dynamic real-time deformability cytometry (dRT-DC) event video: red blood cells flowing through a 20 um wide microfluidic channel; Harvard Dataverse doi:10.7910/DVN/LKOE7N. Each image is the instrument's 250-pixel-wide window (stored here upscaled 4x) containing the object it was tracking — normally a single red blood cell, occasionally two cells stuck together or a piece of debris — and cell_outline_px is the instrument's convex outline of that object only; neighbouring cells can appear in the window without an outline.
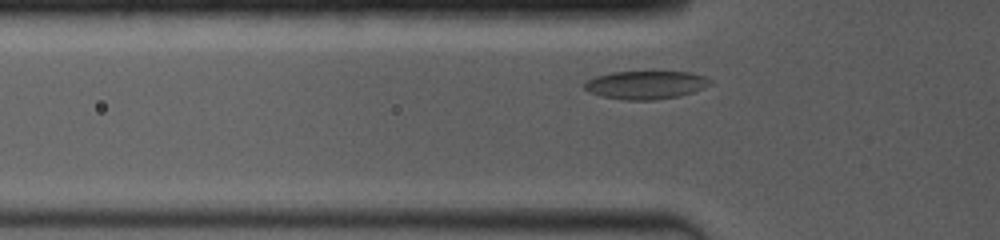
{"species": "common noctule bat (a hibernating species)", "species_latin": "Nyctalus noctula", "temperature_condition": "room temperature", "stored_images_in_passage": 27, "camera_frame_rate_fps": 4000, "um_per_image_px": 0.085, "animal": {"sex": "female", "body_mass_g": 19.0, "forearm_length_mm": 53.3}, "frame": {"image": 1, "passage_image": 4, "time_ms": 1.0, "image_size_px": [1000, 240], "cell_outline_px": [[712, 84], [704, 88], [680, 96], [652, 100], [624, 100], [600, 96], [588, 92], [584, 88], [584, 84], [588, 80], [596, 76], [612, 72], [692, 72], [704, 76], [712, 80]], "centroid_in_image_um": [54.9, 7.22], "position_along_channel_um": 70.9, "area_um2": 20.75}}
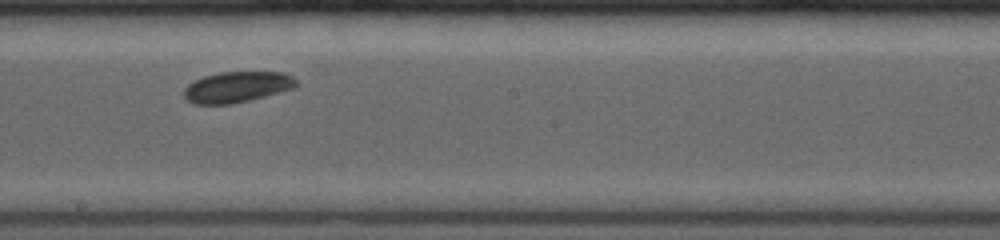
{"frame": {"image": 2, "passage_image": 14, "time_ms": 5.0, "image_size_px": [1000, 240], "cell_outline_px": [[296, 84], [292, 88], [264, 96], [248, 100], [228, 104], [192, 104], [184, 96], [184, 88], [188, 84], [204, 76], [220, 72], [284, 72], [292, 76], [296, 80]], "centroid_in_image_um": [20.11, 7.39], "position_along_channel_um": 228.1, "area_um2": 19.88}}
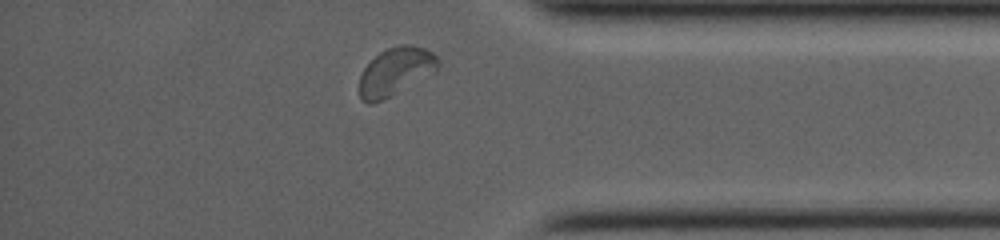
{"frame": {"image": 3, "passage_image": 24, "time_ms": 9.5, "image_size_px": [1000, 240], "cell_outline_px": [[440, 64], [436, 72], [372, 104], [368, 104], [360, 100], [360, 76], [364, 68], [380, 52], [388, 48], [400, 44], [412, 44], [424, 48], [432, 52], [440, 60]], "centroid_in_image_um": [33.65, 6.05], "position_along_channel_um": 401.6, "area_um2": 21.73}, "authors_computed_cell_mechanics": {"area_um2": 20.5768, "velocity_mm_per_s": 3.9513, "shape_relaxation_time_tau1_ms": 3.1726, "shape_relaxation_time_tau2_ms": 5.2235, "deformation_change_tau1": 0.0632, "deformation_change_tau2": 0.0311}}